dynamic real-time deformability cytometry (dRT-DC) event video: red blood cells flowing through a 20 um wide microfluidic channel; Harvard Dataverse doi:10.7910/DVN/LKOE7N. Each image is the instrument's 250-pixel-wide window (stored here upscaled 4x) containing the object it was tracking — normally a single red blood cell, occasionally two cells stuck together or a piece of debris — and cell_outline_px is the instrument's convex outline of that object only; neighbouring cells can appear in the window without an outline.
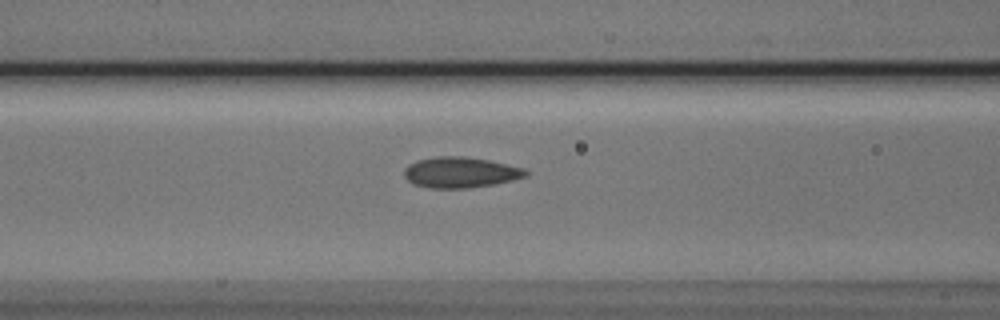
{"species": "Egyptian fruit bat (a non-hibernating species)", "species_latin": "Rousettus aegyptiacus", "temperature_condition": "cold", "stored_images_in_passage": 9, "camera_frame_rate_fps": 3000, "um_per_image_px": 0.085, "animal": {"sex": "male"}, "frame": {"image": 1, "passage_image": 7, "time_ms": 2.0, "image_size_px": [1000, 320], "cell_outline_px": [[528, 176], [496, 184], [468, 188], [432, 188], [412, 184], [404, 176], [404, 168], [408, 164], [416, 160], [436, 156], [464, 156], [488, 160], [524, 168], [528, 172]], "centroid_in_image_um": [39.12, 14.65], "position_along_channel_um": 127.5, "area_um2": 21.91}}